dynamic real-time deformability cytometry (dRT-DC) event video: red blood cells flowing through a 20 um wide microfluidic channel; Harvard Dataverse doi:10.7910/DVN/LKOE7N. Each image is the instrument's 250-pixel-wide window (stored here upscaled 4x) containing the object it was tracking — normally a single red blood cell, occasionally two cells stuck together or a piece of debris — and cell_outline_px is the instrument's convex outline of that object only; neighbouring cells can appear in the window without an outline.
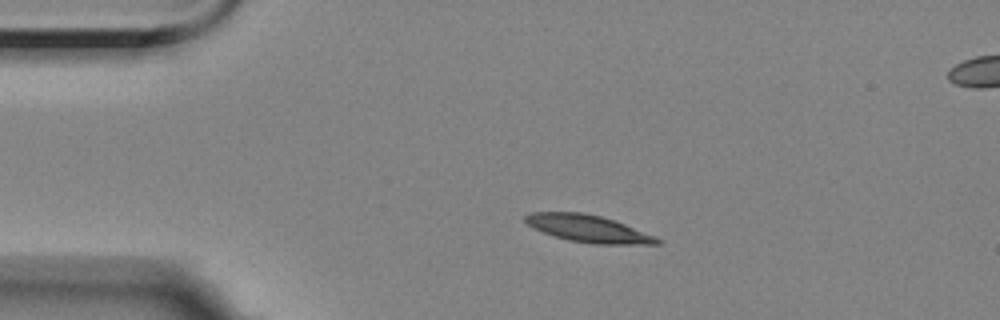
{"species": "Egyptian fruit bat (a non-hibernating species)", "species_latin": "Rousettus aegyptiacus", "temperature_condition": "room temperature", "stored_images_in_passage": 10, "camera_frame_rate_fps": 3000, "um_per_image_px": 0.085, "animal": {"sex": "female"}, "frame": {"image": 1, "passage_image": 2, "time_ms": 2.0, "image_size_px": [1000, 320], "cell_outline_px": [[664, 240], [660, 244], [592, 244], [568, 240], [544, 232], [528, 224], [524, 220], [524, 216], [532, 212], [580, 212], [600, 216], [624, 224]], "centroid_in_image_um": [50.02, 19.44], "position_along_channel_um": 35.0, "area_um2": 20.52}}
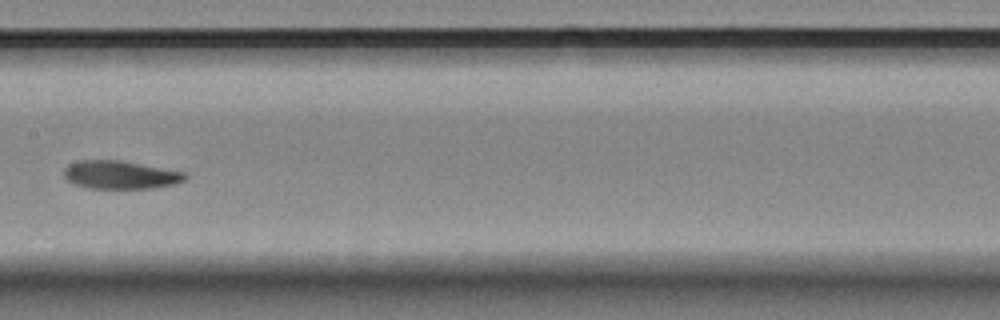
{"frame": {"image": 2, "passage_image": 7, "time_ms": 7.667, "image_size_px": [1000, 320], "cell_outline_px": [[188, 176], [184, 180], [176, 184], [156, 188], [88, 188], [72, 184], [64, 176], [64, 168], [68, 164], [76, 160], [120, 160], [184, 172]], "centroid_in_image_um": [10.2, 14.86], "position_along_channel_um": 197.2, "area_um2": 20.0}}
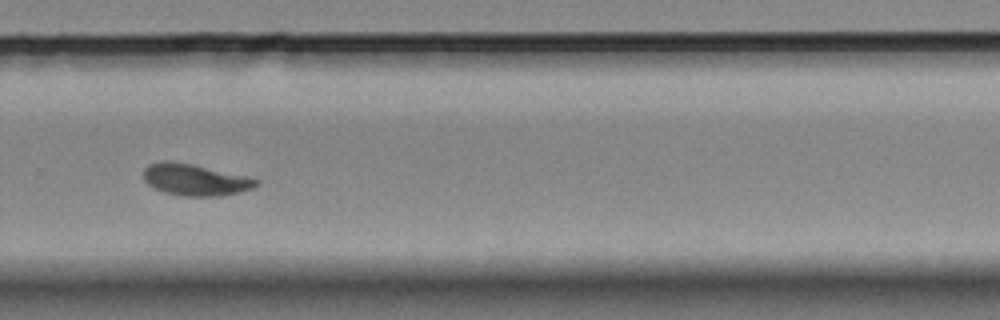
{"frame": {"image": 3, "passage_image": 10, "time_ms": 11.0, "image_size_px": [1000, 320], "cell_outline_px": [[260, 184], [252, 188], [240, 192], [224, 196], [184, 196], [164, 192], [152, 188], [144, 180], [144, 168], [148, 164], [164, 160], [168, 160], [192, 164], [244, 176], [260, 180]], "centroid_in_image_um": [16.56, 15.28], "position_along_channel_um": 313.2, "area_um2": 20.75}}